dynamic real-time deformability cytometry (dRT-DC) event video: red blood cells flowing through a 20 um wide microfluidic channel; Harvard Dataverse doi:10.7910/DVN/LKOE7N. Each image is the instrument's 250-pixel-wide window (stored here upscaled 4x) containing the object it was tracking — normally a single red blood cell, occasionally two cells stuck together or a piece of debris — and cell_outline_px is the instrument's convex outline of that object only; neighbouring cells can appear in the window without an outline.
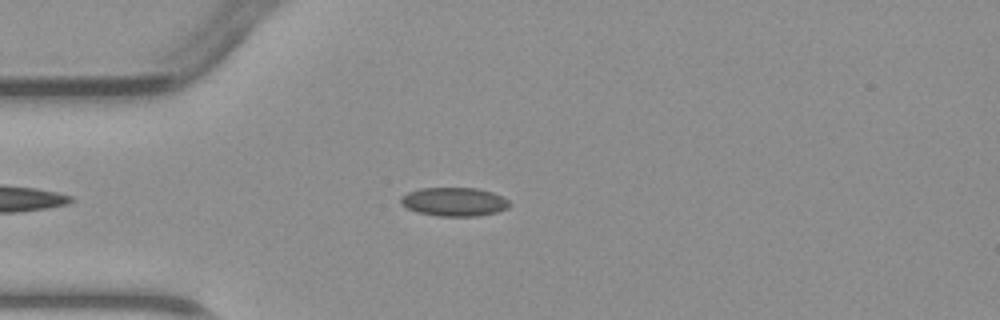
{"species": "common noctule bat (a hibernating species)", "species_latin": "Nyctalus noctula", "temperature_condition": "warm", "stored_images_in_passage": 3, "camera_frame_rate_fps": 3000, "um_per_image_px": 0.085, "animal": {"sex": "male", "body_mass_g": 23.1, "forearm_length_mm": 52.7}, "frame": {"image": 1, "passage_image": 3, "time_ms": 2.333, "image_size_px": [1000, 320], "cell_outline_px": [[512, 204], [508, 208], [496, 212], [480, 216], [436, 216], [416, 212], [400, 204], [400, 196], [408, 192], [420, 188], [476, 188], [492, 192], [508, 200]], "centroid_in_image_um": [38.58, 17.16], "position_along_channel_um": 46.4, "area_um2": 18.32}}